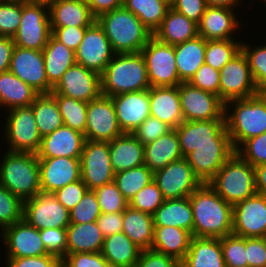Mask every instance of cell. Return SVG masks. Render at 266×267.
I'll list each match as a JSON object with an SVG mask.
<instances>
[{
	"instance_id": "cb8c5ba5",
	"label": "cell",
	"mask_w": 266,
	"mask_h": 267,
	"mask_svg": "<svg viewBox=\"0 0 266 267\" xmlns=\"http://www.w3.org/2000/svg\"><path fill=\"white\" fill-rule=\"evenodd\" d=\"M235 12L236 9L207 6L198 24V36L205 40L235 39L243 27Z\"/></svg>"
},
{
	"instance_id": "30bf717a",
	"label": "cell",
	"mask_w": 266,
	"mask_h": 267,
	"mask_svg": "<svg viewBox=\"0 0 266 267\" xmlns=\"http://www.w3.org/2000/svg\"><path fill=\"white\" fill-rule=\"evenodd\" d=\"M175 130L183 157L198 146L232 145L225 119L183 121Z\"/></svg>"
},
{
	"instance_id": "60d3db41",
	"label": "cell",
	"mask_w": 266,
	"mask_h": 267,
	"mask_svg": "<svg viewBox=\"0 0 266 267\" xmlns=\"http://www.w3.org/2000/svg\"><path fill=\"white\" fill-rule=\"evenodd\" d=\"M30 106L41 137L64 125L56 99L51 94H39Z\"/></svg>"
},
{
	"instance_id": "6da1fadb",
	"label": "cell",
	"mask_w": 266,
	"mask_h": 267,
	"mask_svg": "<svg viewBox=\"0 0 266 267\" xmlns=\"http://www.w3.org/2000/svg\"><path fill=\"white\" fill-rule=\"evenodd\" d=\"M193 213V236L222 238L232 234L233 206L208 184L202 183L189 195Z\"/></svg>"
},
{
	"instance_id": "b9f144b4",
	"label": "cell",
	"mask_w": 266,
	"mask_h": 267,
	"mask_svg": "<svg viewBox=\"0 0 266 267\" xmlns=\"http://www.w3.org/2000/svg\"><path fill=\"white\" fill-rule=\"evenodd\" d=\"M123 6L136 15L152 33L161 25L170 8L161 0H123Z\"/></svg>"
},
{
	"instance_id": "83f0119b",
	"label": "cell",
	"mask_w": 266,
	"mask_h": 267,
	"mask_svg": "<svg viewBox=\"0 0 266 267\" xmlns=\"http://www.w3.org/2000/svg\"><path fill=\"white\" fill-rule=\"evenodd\" d=\"M150 116L168 124L173 129L183 121L178 86L149 88Z\"/></svg>"
},
{
	"instance_id": "44dd1931",
	"label": "cell",
	"mask_w": 266,
	"mask_h": 267,
	"mask_svg": "<svg viewBox=\"0 0 266 267\" xmlns=\"http://www.w3.org/2000/svg\"><path fill=\"white\" fill-rule=\"evenodd\" d=\"M50 94H61L89 103L101 95V75L75 63L64 72Z\"/></svg>"
},
{
	"instance_id": "74e56055",
	"label": "cell",
	"mask_w": 266,
	"mask_h": 267,
	"mask_svg": "<svg viewBox=\"0 0 266 267\" xmlns=\"http://www.w3.org/2000/svg\"><path fill=\"white\" fill-rule=\"evenodd\" d=\"M39 93L12 72L0 73V110L30 106Z\"/></svg>"
},
{
	"instance_id": "7c38bea8",
	"label": "cell",
	"mask_w": 266,
	"mask_h": 267,
	"mask_svg": "<svg viewBox=\"0 0 266 267\" xmlns=\"http://www.w3.org/2000/svg\"><path fill=\"white\" fill-rule=\"evenodd\" d=\"M23 219L38 230L67 228L70 224L69 211L53 193L42 191L23 202Z\"/></svg>"
},
{
	"instance_id": "f6af8a7d",
	"label": "cell",
	"mask_w": 266,
	"mask_h": 267,
	"mask_svg": "<svg viewBox=\"0 0 266 267\" xmlns=\"http://www.w3.org/2000/svg\"><path fill=\"white\" fill-rule=\"evenodd\" d=\"M237 39L206 40L205 64L220 71L241 51L242 41Z\"/></svg>"
},
{
	"instance_id": "03108f58",
	"label": "cell",
	"mask_w": 266,
	"mask_h": 267,
	"mask_svg": "<svg viewBox=\"0 0 266 267\" xmlns=\"http://www.w3.org/2000/svg\"><path fill=\"white\" fill-rule=\"evenodd\" d=\"M5 267H57L60 260L50 254L33 257L5 258Z\"/></svg>"
},
{
	"instance_id": "8fae6325",
	"label": "cell",
	"mask_w": 266,
	"mask_h": 267,
	"mask_svg": "<svg viewBox=\"0 0 266 267\" xmlns=\"http://www.w3.org/2000/svg\"><path fill=\"white\" fill-rule=\"evenodd\" d=\"M80 171L88 190L114 181L109 142L85 140L80 157Z\"/></svg>"
},
{
	"instance_id": "8c879c8a",
	"label": "cell",
	"mask_w": 266,
	"mask_h": 267,
	"mask_svg": "<svg viewBox=\"0 0 266 267\" xmlns=\"http://www.w3.org/2000/svg\"><path fill=\"white\" fill-rule=\"evenodd\" d=\"M205 1L207 6L224 7L236 10L239 8V6L241 8V6L243 5V3H241L243 2V0H205Z\"/></svg>"
},
{
	"instance_id": "be15d7a7",
	"label": "cell",
	"mask_w": 266,
	"mask_h": 267,
	"mask_svg": "<svg viewBox=\"0 0 266 267\" xmlns=\"http://www.w3.org/2000/svg\"><path fill=\"white\" fill-rule=\"evenodd\" d=\"M175 258L156 252L152 249L141 250L134 267H179Z\"/></svg>"
},
{
	"instance_id": "484cf974",
	"label": "cell",
	"mask_w": 266,
	"mask_h": 267,
	"mask_svg": "<svg viewBox=\"0 0 266 267\" xmlns=\"http://www.w3.org/2000/svg\"><path fill=\"white\" fill-rule=\"evenodd\" d=\"M234 153L232 145H204L185 158L200 181L208 183Z\"/></svg>"
},
{
	"instance_id": "681fc988",
	"label": "cell",
	"mask_w": 266,
	"mask_h": 267,
	"mask_svg": "<svg viewBox=\"0 0 266 267\" xmlns=\"http://www.w3.org/2000/svg\"><path fill=\"white\" fill-rule=\"evenodd\" d=\"M226 267H248L245 237L230 234L220 238Z\"/></svg>"
},
{
	"instance_id": "f907efd6",
	"label": "cell",
	"mask_w": 266,
	"mask_h": 267,
	"mask_svg": "<svg viewBox=\"0 0 266 267\" xmlns=\"http://www.w3.org/2000/svg\"><path fill=\"white\" fill-rule=\"evenodd\" d=\"M164 200L162 192L153 180L136 193L128 205L133 209L153 215Z\"/></svg>"
},
{
	"instance_id": "8d00e7d4",
	"label": "cell",
	"mask_w": 266,
	"mask_h": 267,
	"mask_svg": "<svg viewBox=\"0 0 266 267\" xmlns=\"http://www.w3.org/2000/svg\"><path fill=\"white\" fill-rule=\"evenodd\" d=\"M152 216L154 226L178 227L193 236V213L189 197L164 200Z\"/></svg>"
},
{
	"instance_id": "e7e4bbea",
	"label": "cell",
	"mask_w": 266,
	"mask_h": 267,
	"mask_svg": "<svg viewBox=\"0 0 266 267\" xmlns=\"http://www.w3.org/2000/svg\"><path fill=\"white\" fill-rule=\"evenodd\" d=\"M171 8L199 24L207 4L205 0H174Z\"/></svg>"
},
{
	"instance_id": "277c9868",
	"label": "cell",
	"mask_w": 266,
	"mask_h": 267,
	"mask_svg": "<svg viewBox=\"0 0 266 267\" xmlns=\"http://www.w3.org/2000/svg\"><path fill=\"white\" fill-rule=\"evenodd\" d=\"M150 88L145 60L139 53L115 54L101 75V94L112 97Z\"/></svg>"
},
{
	"instance_id": "11a10c76",
	"label": "cell",
	"mask_w": 266,
	"mask_h": 267,
	"mask_svg": "<svg viewBox=\"0 0 266 267\" xmlns=\"http://www.w3.org/2000/svg\"><path fill=\"white\" fill-rule=\"evenodd\" d=\"M40 237L48 254L57 257L60 261L66 256L67 229L47 228L40 230Z\"/></svg>"
},
{
	"instance_id": "a7ac6f4b",
	"label": "cell",
	"mask_w": 266,
	"mask_h": 267,
	"mask_svg": "<svg viewBox=\"0 0 266 267\" xmlns=\"http://www.w3.org/2000/svg\"><path fill=\"white\" fill-rule=\"evenodd\" d=\"M92 15H100L123 6V0H86Z\"/></svg>"
},
{
	"instance_id": "7a4b0ae2",
	"label": "cell",
	"mask_w": 266,
	"mask_h": 267,
	"mask_svg": "<svg viewBox=\"0 0 266 267\" xmlns=\"http://www.w3.org/2000/svg\"><path fill=\"white\" fill-rule=\"evenodd\" d=\"M232 111V112H231ZM225 124L236 151L246 140L266 132V94L225 103Z\"/></svg>"
},
{
	"instance_id": "89a4df30",
	"label": "cell",
	"mask_w": 266,
	"mask_h": 267,
	"mask_svg": "<svg viewBox=\"0 0 266 267\" xmlns=\"http://www.w3.org/2000/svg\"><path fill=\"white\" fill-rule=\"evenodd\" d=\"M14 47L13 38L0 36V73L9 71Z\"/></svg>"
},
{
	"instance_id": "d590c367",
	"label": "cell",
	"mask_w": 266,
	"mask_h": 267,
	"mask_svg": "<svg viewBox=\"0 0 266 267\" xmlns=\"http://www.w3.org/2000/svg\"><path fill=\"white\" fill-rule=\"evenodd\" d=\"M67 229L66 255L101 252L104 236L97 222L70 223Z\"/></svg>"
},
{
	"instance_id": "6125c7cd",
	"label": "cell",
	"mask_w": 266,
	"mask_h": 267,
	"mask_svg": "<svg viewBox=\"0 0 266 267\" xmlns=\"http://www.w3.org/2000/svg\"><path fill=\"white\" fill-rule=\"evenodd\" d=\"M248 267H266V237L245 238Z\"/></svg>"
},
{
	"instance_id": "f35d334b",
	"label": "cell",
	"mask_w": 266,
	"mask_h": 267,
	"mask_svg": "<svg viewBox=\"0 0 266 267\" xmlns=\"http://www.w3.org/2000/svg\"><path fill=\"white\" fill-rule=\"evenodd\" d=\"M141 249L123 232L104 237L103 257L113 267H134Z\"/></svg>"
},
{
	"instance_id": "ffe728a7",
	"label": "cell",
	"mask_w": 266,
	"mask_h": 267,
	"mask_svg": "<svg viewBox=\"0 0 266 267\" xmlns=\"http://www.w3.org/2000/svg\"><path fill=\"white\" fill-rule=\"evenodd\" d=\"M2 244L6 247V258H20L47 255L40 230L24 219L4 228L0 233Z\"/></svg>"
},
{
	"instance_id": "94428289",
	"label": "cell",
	"mask_w": 266,
	"mask_h": 267,
	"mask_svg": "<svg viewBox=\"0 0 266 267\" xmlns=\"http://www.w3.org/2000/svg\"><path fill=\"white\" fill-rule=\"evenodd\" d=\"M51 34L74 52L77 50L88 27H50Z\"/></svg>"
},
{
	"instance_id": "db71d44e",
	"label": "cell",
	"mask_w": 266,
	"mask_h": 267,
	"mask_svg": "<svg viewBox=\"0 0 266 267\" xmlns=\"http://www.w3.org/2000/svg\"><path fill=\"white\" fill-rule=\"evenodd\" d=\"M235 152L253 167L266 163V132L249 138Z\"/></svg>"
},
{
	"instance_id": "f1b7e54d",
	"label": "cell",
	"mask_w": 266,
	"mask_h": 267,
	"mask_svg": "<svg viewBox=\"0 0 266 267\" xmlns=\"http://www.w3.org/2000/svg\"><path fill=\"white\" fill-rule=\"evenodd\" d=\"M109 151L115 174L144 164V145L132 133H123L109 142Z\"/></svg>"
},
{
	"instance_id": "1f68e13d",
	"label": "cell",
	"mask_w": 266,
	"mask_h": 267,
	"mask_svg": "<svg viewBox=\"0 0 266 267\" xmlns=\"http://www.w3.org/2000/svg\"><path fill=\"white\" fill-rule=\"evenodd\" d=\"M182 267H226L220 238L194 237Z\"/></svg>"
},
{
	"instance_id": "bcb514c9",
	"label": "cell",
	"mask_w": 266,
	"mask_h": 267,
	"mask_svg": "<svg viewBox=\"0 0 266 267\" xmlns=\"http://www.w3.org/2000/svg\"><path fill=\"white\" fill-rule=\"evenodd\" d=\"M241 50L248 60L258 93L266 94V43L254 47L242 40Z\"/></svg>"
},
{
	"instance_id": "34e18365",
	"label": "cell",
	"mask_w": 266,
	"mask_h": 267,
	"mask_svg": "<svg viewBox=\"0 0 266 267\" xmlns=\"http://www.w3.org/2000/svg\"><path fill=\"white\" fill-rule=\"evenodd\" d=\"M57 267H69L62 260L57 264Z\"/></svg>"
},
{
	"instance_id": "2644e50d",
	"label": "cell",
	"mask_w": 266,
	"mask_h": 267,
	"mask_svg": "<svg viewBox=\"0 0 266 267\" xmlns=\"http://www.w3.org/2000/svg\"><path fill=\"white\" fill-rule=\"evenodd\" d=\"M254 170L256 193L266 196V163L255 166Z\"/></svg>"
},
{
	"instance_id": "9a60e30c",
	"label": "cell",
	"mask_w": 266,
	"mask_h": 267,
	"mask_svg": "<svg viewBox=\"0 0 266 267\" xmlns=\"http://www.w3.org/2000/svg\"><path fill=\"white\" fill-rule=\"evenodd\" d=\"M123 134L111 97L100 95L88 103L85 140L111 142Z\"/></svg>"
},
{
	"instance_id": "8992f818",
	"label": "cell",
	"mask_w": 266,
	"mask_h": 267,
	"mask_svg": "<svg viewBox=\"0 0 266 267\" xmlns=\"http://www.w3.org/2000/svg\"><path fill=\"white\" fill-rule=\"evenodd\" d=\"M208 184L230 205L256 194L254 167L235 152Z\"/></svg>"
},
{
	"instance_id": "4316f807",
	"label": "cell",
	"mask_w": 266,
	"mask_h": 267,
	"mask_svg": "<svg viewBox=\"0 0 266 267\" xmlns=\"http://www.w3.org/2000/svg\"><path fill=\"white\" fill-rule=\"evenodd\" d=\"M50 27H90L96 18L86 0H47Z\"/></svg>"
},
{
	"instance_id": "e575fe53",
	"label": "cell",
	"mask_w": 266,
	"mask_h": 267,
	"mask_svg": "<svg viewBox=\"0 0 266 267\" xmlns=\"http://www.w3.org/2000/svg\"><path fill=\"white\" fill-rule=\"evenodd\" d=\"M42 52L47 80L54 88L64 72L76 63L75 52L58 41L52 34Z\"/></svg>"
},
{
	"instance_id": "d6986e66",
	"label": "cell",
	"mask_w": 266,
	"mask_h": 267,
	"mask_svg": "<svg viewBox=\"0 0 266 267\" xmlns=\"http://www.w3.org/2000/svg\"><path fill=\"white\" fill-rule=\"evenodd\" d=\"M9 71L31 86L39 94H50L53 87L48 83L42 50L15 46Z\"/></svg>"
},
{
	"instance_id": "ee69618b",
	"label": "cell",
	"mask_w": 266,
	"mask_h": 267,
	"mask_svg": "<svg viewBox=\"0 0 266 267\" xmlns=\"http://www.w3.org/2000/svg\"><path fill=\"white\" fill-rule=\"evenodd\" d=\"M59 107L65 126L85 134L88 103L61 94H51Z\"/></svg>"
},
{
	"instance_id": "52a82bcc",
	"label": "cell",
	"mask_w": 266,
	"mask_h": 267,
	"mask_svg": "<svg viewBox=\"0 0 266 267\" xmlns=\"http://www.w3.org/2000/svg\"><path fill=\"white\" fill-rule=\"evenodd\" d=\"M51 33L47 0L21 2L20 26L13 37L15 46L43 50Z\"/></svg>"
},
{
	"instance_id": "ab89813d",
	"label": "cell",
	"mask_w": 266,
	"mask_h": 267,
	"mask_svg": "<svg viewBox=\"0 0 266 267\" xmlns=\"http://www.w3.org/2000/svg\"><path fill=\"white\" fill-rule=\"evenodd\" d=\"M122 232L141 250L151 249L154 233L153 216L128 205L123 211Z\"/></svg>"
},
{
	"instance_id": "5b68a950",
	"label": "cell",
	"mask_w": 266,
	"mask_h": 267,
	"mask_svg": "<svg viewBox=\"0 0 266 267\" xmlns=\"http://www.w3.org/2000/svg\"><path fill=\"white\" fill-rule=\"evenodd\" d=\"M0 184L23 202L41 192L40 170L37 153H1Z\"/></svg>"
},
{
	"instance_id": "003e7915",
	"label": "cell",
	"mask_w": 266,
	"mask_h": 267,
	"mask_svg": "<svg viewBox=\"0 0 266 267\" xmlns=\"http://www.w3.org/2000/svg\"><path fill=\"white\" fill-rule=\"evenodd\" d=\"M96 222L104 237L121 233L123 228V212L101 213Z\"/></svg>"
},
{
	"instance_id": "836d02e7",
	"label": "cell",
	"mask_w": 266,
	"mask_h": 267,
	"mask_svg": "<svg viewBox=\"0 0 266 267\" xmlns=\"http://www.w3.org/2000/svg\"><path fill=\"white\" fill-rule=\"evenodd\" d=\"M206 40L197 36L174 46L175 63L181 82H189L205 63Z\"/></svg>"
},
{
	"instance_id": "9c48e42d",
	"label": "cell",
	"mask_w": 266,
	"mask_h": 267,
	"mask_svg": "<svg viewBox=\"0 0 266 267\" xmlns=\"http://www.w3.org/2000/svg\"><path fill=\"white\" fill-rule=\"evenodd\" d=\"M150 87H174L182 83L175 63L174 46L152 37L142 48Z\"/></svg>"
},
{
	"instance_id": "2e32d148",
	"label": "cell",
	"mask_w": 266,
	"mask_h": 267,
	"mask_svg": "<svg viewBox=\"0 0 266 267\" xmlns=\"http://www.w3.org/2000/svg\"><path fill=\"white\" fill-rule=\"evenodd\" d=\"M153 180L165 200L189 197L202 184L185 157L155 171Z\"/></svg>"
},
{
	"instance_id": "d4e9b609",
	"label": "cell",
	"mask_w": 266,
	"mask_h": 267,
	"mask_svg": "<svg viewBox=\"0 0 266 267\" xmlns=\"http://www.w3.org/2000/svg\"><path fill=\"white\" fill-rule=\"evenodd\" d=\"M84 142V134L63 125L53 133L42 137L37 156L38 158H80Z\"/></svg>"
},
{
	"instance_id": "3957f363",
	"label": "cell",
	"mask_w": 266,
	"mask_h": 267,
	"mask_svg": "<svg viewBox=\"0 0 266 267\" xmlns=\"http://www.w3.org/2000/svg\"><path fill=\"white\" fill-rule=\"evenodd\" d=\"M96 21L115 54L139 53L153 37L152 31L124 6L100 15Z\"/></svg>"
},
{
	"instance_id": "753ad0ef",
	"label": "cell",
	"mask_w": 266,
	"mask_h": 267,
	"mask_svg": "<svg viewBox=\"0 0 266 267\" xmlns=\"http://www.w3.org/2000/svg\"><path fill=\"white\" fill-rule=\"evenodd\" d=\"M161 1H163L164 3H166L169 7H171L172 4H173V2H174V0H161Z\"/></svg>"
},
{
	"instance_id": "c3c4849f",
	"label": "cell",
	"mask_w": 266,
	"mask_h": 267,
	"mask_svg": "<svg viewBox=\"0 0 266 267\" xmlns=\"http://www.w3.org/2000/svg\"><path fill=\"white\" fill-rule=\"evenodd\" d=\"M101 213L123 212L128 202L124 199L114 181L97 187L94 190Z\"/></svg>"
},
{
	"instance_id": "5bb4252c",
	"label": "cell",
	"mask_w": 266,
	"mask_h": 267,
	"mask_svg": "<svg viewBox=\"0 0 266 267\" xmlns=\"http://www.w3.org/2000/svg\"><path fill=\"white\" fill-rule=\"evenodd\" d=\"M258 93L248 60L242 50L220 70L219 97L226 103Z\"/></svg>"
},
{
	"instance_id": "6f0895ef",
	"label": "cell",
	"mask_w": 266,
	"mask_h": 267,
	"mask_svg": "<svg viewBox=\"0 0 266 267\" xmlns=\"http://www.w3.org/2000/svg\"><path fill=\"white\" fill-rule=\"evenodd\" d=\"M188 83L203 91L219 96L220 71L204 63Z\"/></svg>"
},
{
	"instance_id": "11e5206c",
	"label": "cell",
	"mask_w": 266,
	"mask_h": 267,
	"mask_svg": "<svg viewBox=\"0 0 266 267\" xmlns=\"http://www.w3.org/2000/svg\"><path fill=\"white\" fill-rule=\"evenodd\" d=\"M2 1L27 2V1H30V0H2Z\"/></svg>"
},
{
	"instance_id": "d6a6232c",
	"label": "cell",
	"mask_w": 266,
	"mask_h": 267,
	"mask_svg": "<svg viewBox=\"0 0 266 267\" xmlns=\"http://www.w3.org/2000/svg\"><path fill=\"white\" fill-rule=\"evenodd\" d=\"M183 158L175 129L144 145V164L154 173Z\"/></svg>"
},
{
	"instance_id": "f5cc1de1",
	"label": "cell",
	"mask_w": 266,
	"mask_h": 267,
	"mask_svg": "<svg viewBox=\"0 0 266 267\" xmlns=\"http://www.w3.org/2000/svg\"><path fill=\"white\" fill-rule=\"evenodd\" d=\"M21 20V2L0 0V36L13 38Z\"/></svg>"
},
{
	"instance_id": "91938a15",
	"label": "cell",
	"mask_w": 266,
	"mask_h": 267,
	"mask_svg": "<svg viewBox=\"0 0 266 267\" xmlns=\"http://www.w3.org/2000/svg\"><path fill=\"white\" fill-rule=\"evenodd\" d=\"M62 261L69 267H113L100 252L67 254Z\"/></svg>"
},
{
	"instance_id": "e0dca14e",
	"label": "cell",
	"mask_w": 266,
	"mask_h": 267,
	"mask_svg": "<svg viewBox=\"0 0 266 267\" xmlns=\"http://www.w3.org/2000/svg\"><path fill=\"white\" fill-rule=\"evenodd\" d=\"M232 234L245 238L266 237V196L256 193L233 205Z\"/></svg>"
},
{
	"instance_id": "7402d4cb",
	"label": "cell",
	"mask_w": 266,
	"mask_h": 267,
	"mask_svg": "<svg viewBox=\"0 0 266 267\" xmlns=\"http://www.w3.org/2000/svg\"><path fill=\"white\" fill-rule=\"evenodd\" d=\"M38 161L42 192L54 193L81 179L80 158H38Z\"/></svg>"
},
{
	"instance_id": "f546056e",
	"label": "cell",
	"mask_w": 266,
	"mask_h": 267,
	"mask_svg": "<svg viewBox=\"0 0 266 267\" xmlns=\"http://www.w3.org/2000/svg\"><path fill=\"white\" fill-rule=\"evenodd\" d=\"M198 36V24L171 7L167 10L161 25L153 33L158 41L172 46L192 40Z\"/></svg>"
},
{
	"instance_id": "680465c9",
	"label": "cell",
	"mask_w": 266,
	"mask_h": 267,
	"mask_svg": "<svg viewBox=\"0 0 266 267\" xmlns=\"http://www.w3.org/2000/svg\"><path fill=\"white\" fill-rule=\"evenodd\" d=\"M88 190L82 179L67 184L63 188L56 190L53 194L68 211L76 206Z\"/></svg>"
},
{
	"instance_id": "9f6ffc18",
	"label": "cell",
	"mask_w": 266,
	"mask_h": 267,
	"mask_svg": "<svg viewBox=\"0 0 266 267\" xmlns=\"http://www.w3.org/2000/svg\"><path fill=\"white\" fill-rule=\"evenodd\" d=\"M173 128L159 119L149 116L132 134L143 145L155 141L158 137L167 134Z\"/></svg>"
},
{
	"instance_id": "ac0fdd59",
	"label": "cell",
	"mask_w": 266,
	"mask_h": 267,
	"mask_svg": "<svg viewBox=\"0 0 266 267\" xmlns=\"http://www.w3.org/2000/svg\"><path fill=\"white\" fill-rule=\"evenodd\" d=\"M115 53L104 29L95 21L86 29L83 40L75 51L76 63L102 75Z\"/></svg>"
},
{
	"instance_id": "4fadbf2b",
	"label": "cell",
	"mask_w": 266,
	"mask_h": 267,
	"mask_svg": "<svg viewBox=\"0 0 266 267\" xmlns=\"http://www.w3.org/2000/svg\"><path fill=\"white\" fill-rule=\"evenodd\" d=\"M184 121L225 119V103L219 96L203 91L188 82L178 85Z\"/></svg>"
},
{
	"instance_id": "7dc6e473",
	"label": "cell",
	"mask_w": 266,
	"mask_h": 267,
	"mask_svg": "<svg viewBox=\"0 0 266 267\" xmlns=\"http://www.w3.org/2000/svg\"><path fill=\"white\" fill-rule=\"evenodd\" d=\"M23 219V201L0 184V232Z\"/></svg>"
},
{
	"instance_id": "603a6c76",
	"label": "cell",
	"mask_w": 266,
	"mask_h": 267,
	"mask_svg": "<svg viewBox=\"0 0 266 267\" xmlns=\"http://www.w3.org/2000/svg\"><path fill=\"white\" fill-rule=\"evenodd\" d=\"M119 127L132 133L150 116L149 89L111 97Z\"/></svg>"
},
{
	"instance_id": "7bdbcfd3",
	"label": "cell",
	"mask_w": 266,
	"mask_h": 267,
	"mask_svg": "<svg viewBox=\"0 0 266 267\" xmlns=\"http://www.w3.org/2000/svg\"><path fill=\"white\" fill-rule=\"evenodd\" d=\"M153 178L154 173L143 164L116 173L114 182L122 193L124 199L129 203L136 193L153 181Z\"/></svg>"
},
{
	"instance_id": "ba28073f",
	"label": "cell",
	"mask_w": 266,
	"mask_h": 267,
	"mask_svg": "<svg viewBox=\"0 0 266 267\" xmlns=\"http://www.w3.org/2000/svg\"><path fill=\"white\" fill-rule=\"evenodd\" d=\"M6 114L3 121L5 124H2L5 128L1 131L4 132V139L7 142L6 151L37 153L42 137L39 134L32 107L12 108L7 110Z\"/></svg>"
},
{
	"instance_id": "4dcf8cb0",
	"label": "cell",
	"mask_w": 266,
	"mask_h": 267,
	"mask_svg": "<svg viewBox=\"0 0 266 267\" xmlns=\"http://www.w3.org/2000/svg\"><path fill=\"white\" fill-rule=\"evenodd\" d=\"M192 234L173 226H154L151 249L182 262L188 253Z\"/></svg>"
},
{
	"instance_id": "816d5d0a",
	"label": "cell",
	"mask_w": 266,
	"mask_h": 267,
	"mask_svg": "<svg viewBox=\"0 0 266 267\" xmlns=\"http://www.w3.org/2000/svg\"><path fill=\"white\" fill-rule=\"evenodd\" d=\"M70 223L95 222L101 215L100 206L93 190H87L79 203L70 211Z\"/></svg>"
}]
</instances>
